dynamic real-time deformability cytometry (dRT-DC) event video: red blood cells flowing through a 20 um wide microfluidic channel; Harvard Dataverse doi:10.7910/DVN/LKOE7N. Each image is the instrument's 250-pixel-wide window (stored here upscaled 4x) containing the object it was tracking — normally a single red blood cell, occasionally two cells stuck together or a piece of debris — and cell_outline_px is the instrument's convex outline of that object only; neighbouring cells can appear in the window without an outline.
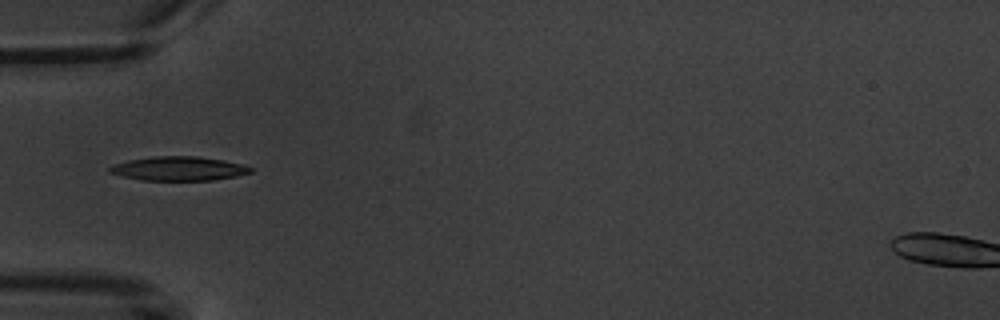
{"species": "common noctule bat (a hibernating species)", "species_latin": "Nyctalus noctula", "temperature_condition": "warm", "stored_images_in_passage": 1, "camera_frame_rate_fps": 3000, "um_per_image_px": 0.085, "animal": {"sex": "male", "body_mass_g": 20.1, "forearm_length_mm": 53.5}, "frame": {"image": 1, "passage_image": 1, "time_ms": 0.0, "image_size_px": [1000, 320], "cell_outline_px": [[252, 172], [236, 176], [212, 180], [140, 180], [108, 172], [108, 168], [112, 164], [128, 160], [156, 156], [196, 156], [224, 160], [244, 164], [252, 168]], "centroid_in_image_um": [15.19, 14.32], "position_along_channel_um": 69.8, "area_um2": 19.77}}